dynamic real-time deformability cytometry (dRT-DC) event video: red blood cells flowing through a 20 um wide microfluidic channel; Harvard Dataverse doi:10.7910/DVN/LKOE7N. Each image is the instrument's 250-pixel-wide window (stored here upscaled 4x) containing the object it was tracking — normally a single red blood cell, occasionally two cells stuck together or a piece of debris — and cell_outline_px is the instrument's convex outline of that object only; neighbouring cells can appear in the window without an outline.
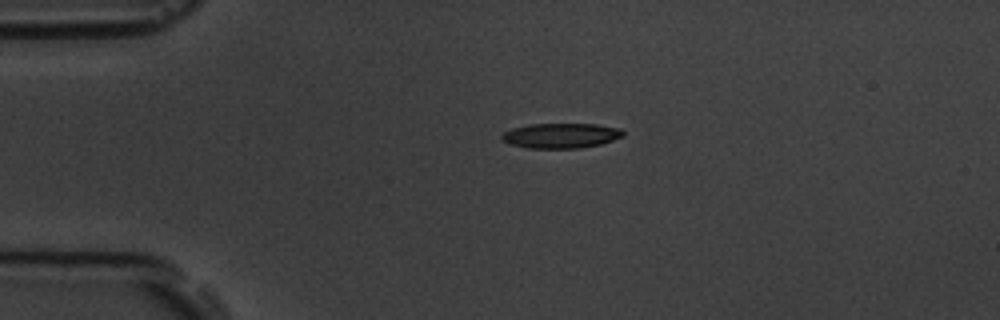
{"species": "common noctule bat (a hibernating species)", "species_latin": "Nyctalus noctula", "temperature_condition": "room temperature", "stored_images_in_passage": 3, "camera_frame_rate_fps": 3000, "um_per_image_px": 0.085, "animal": {"sex": "male", "body_mass_g": 19.5, "forearm_length_mm": 54.6}, "frame": {"image": 1, "passage_image": 1, "time_ms": 0.0, "image_size_px": [1000, 320], "cell_outline_px": [[624, 136], [600, 144], [580, 148], [528, 148], [508, 144], [500, 140], [500, 136], [504, 132], [512, 128], [528, 124], [596, 124], [620, 128], [624, 132]], "centroid_in_image_um": [47.63, 11.53], "position_along_channel_um": 37.4, "area_um2": 17.8}}
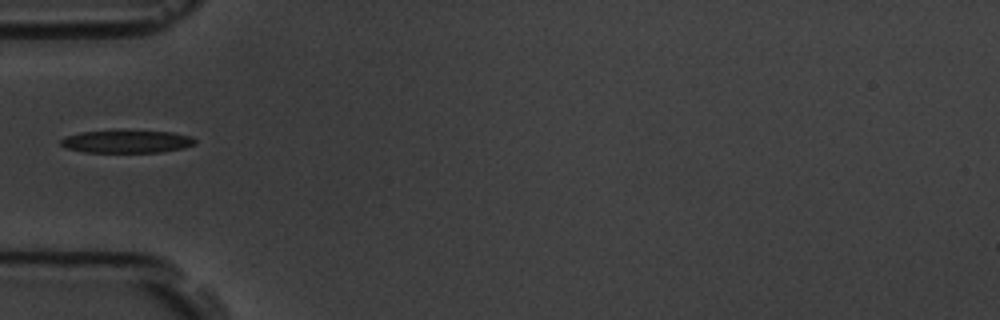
{"frame": {"image": 2, "passage_image": 3, "time_ms": 2.0, "image_size_px": [1000, 320], "cell_outline_px": [[196, 144], [184, 148], [160, 152], [84, 152], [68, 148], [60, 144], [60, 140], [64, 136], [80, 132], [172, 132], [192, 136], [196, 140]], "centroid_in_image_um": [10.8, 12.05], "position_along_channel_um": 74.2, "area_um2": 17.34}}